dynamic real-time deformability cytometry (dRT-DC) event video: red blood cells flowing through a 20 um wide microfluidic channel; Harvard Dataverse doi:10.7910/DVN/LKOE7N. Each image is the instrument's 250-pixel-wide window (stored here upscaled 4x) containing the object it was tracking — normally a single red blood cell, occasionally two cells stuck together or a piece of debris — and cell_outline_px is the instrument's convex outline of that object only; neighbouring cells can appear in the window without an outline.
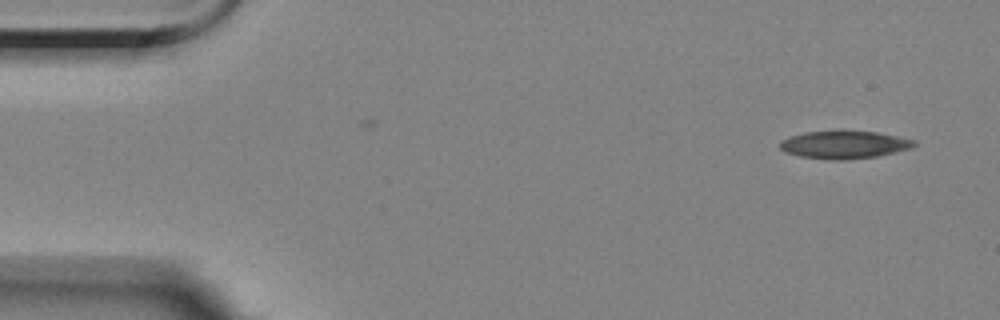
{"species": "Egyptian fruit bat (a non-hibernating species)", "species_latin": "Rousettus aegyptiacus", "temperature_condition": "room temperature", "stored_images_in_passage": 3, "camera_frame_rate_fps": 3000, "um_per_image_px": 0.085, "animal": {"sex": "female"}, "frame": {"image": 1, "passage_image": 1, "time_ms": 0.0, "image_size_px": [1000, 320], "cell_outline_px": [[916, 144], [912, 148], [876, 156], [844, 160], [828, 160], [800, 156], [784, 152], [780, 148], [780, 140], [792, 136], [808, 132], [840, 128], [876, 132], [916, 140]], "centroid_in_image_um": [71.74, 12.27], "position_along_channel_um": 13.3, "area_um2": 22.25}}
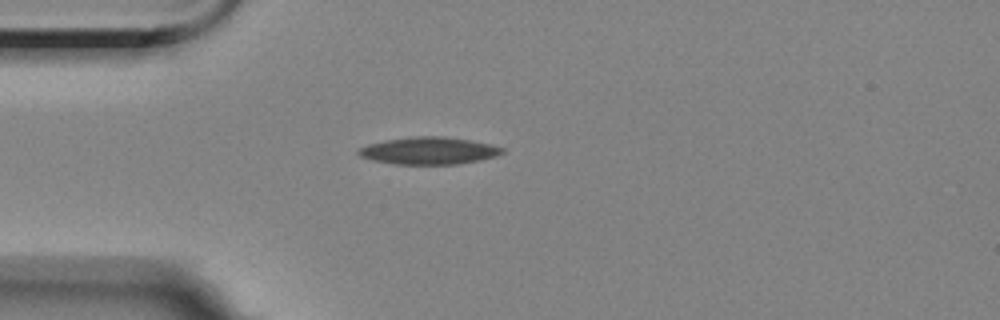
{"frame": {"image": 2, "passage_image": 3, "time_ms": 3.667, "image_size_px": [1000, 320], "cell_outline_px": [[504, 152], [496, 156], [480, 160], [456, 164], [396, 164], [372, 160], [360, 156], [356, 152], [360, 148], [368, 144], [388, 140], [416, 136], [444, 136], [468, 140], [488, 144], [504, 148]], "centroid_in_image_um": [36.45, 12.81], "position_along_channel_um": 48.6, "area_um2": 22.54}}